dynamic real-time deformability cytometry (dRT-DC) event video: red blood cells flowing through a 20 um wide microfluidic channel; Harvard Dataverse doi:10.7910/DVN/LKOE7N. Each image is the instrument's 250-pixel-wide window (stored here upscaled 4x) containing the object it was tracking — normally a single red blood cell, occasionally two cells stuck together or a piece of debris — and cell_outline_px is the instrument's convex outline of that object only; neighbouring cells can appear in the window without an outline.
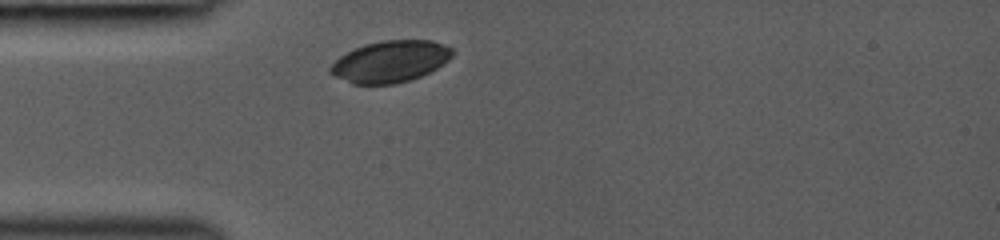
{"species": "common noctule bat (a hibernating species)", "species_latin": "Nyctalus noctula", "temperature_condition": "room temperature", "stored_images_in_passage": 1, "camera_frame_rate_fps": 3000, "um_per_image_px": 0.085, "animal": {"sex": "female", "body_mass_g": 19.0, "forearm_length_mm": 53.3}, "frame": {"image": 1, "passage_image": 1, "time_ms": 0.0, "image_size_px": [1000, 240], "cell_outline_px": [[452, 56], [448, 60], [436, 68], [412, 80], [392, 84], [352, 84], [332, 76], [328, 72], [328, 68], [340, 56], [364, 44], [384, 40], [432, 40], [444, 44], [452, 48]], "centroid_in_image_um": [33.14, 5.23], "position_along_channel_um": 51.9, "area_um2": 29.59}}